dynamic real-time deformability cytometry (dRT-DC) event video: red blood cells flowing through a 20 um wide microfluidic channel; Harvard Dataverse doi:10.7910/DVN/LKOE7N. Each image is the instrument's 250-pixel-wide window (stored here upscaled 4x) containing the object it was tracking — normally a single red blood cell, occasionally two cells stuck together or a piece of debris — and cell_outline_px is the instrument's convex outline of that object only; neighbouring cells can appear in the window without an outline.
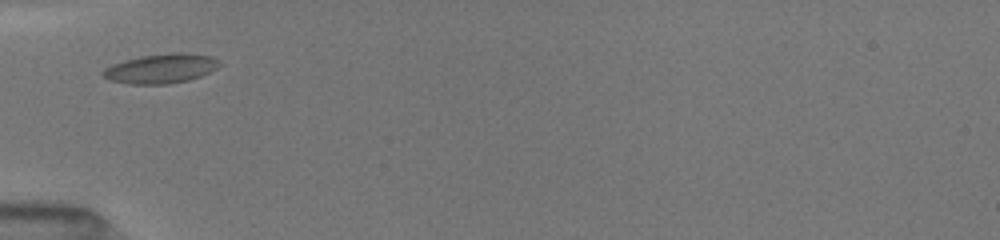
{"species": "common noctule bat (a hibernating species)", "species_latin": "Nyctalus noctula", "temperature_condition": "room temperature", "stored_images_in_passage": 40, "camera_frame_rate_fps": 3000, "um_per_image_px": 0.085, "animal": {"sex": "female", "body_mass_g": 19.5, "forearm_length_mm": 54.1}, "frame": {"image": 1, "passage_image": 1, "time_ms": 0.0, "image_size_px": [1000, 240], "cell_outline_px": [[220, 64], [216, 68], [200, 76], [188, 80], [168, 84], [132, 84], [112, 80], [104, 76], [100, 72], [104, 68], [112, 64], [140, 56], [172, 52], [180, 52], [208, 56], [216, 60]], "centroid_in_image_um": [13.64, 5.82], "position_along_channel_um": 71.4, "area_um2": 19.65}}
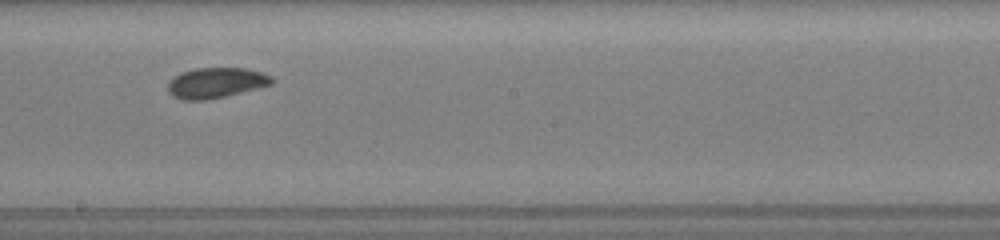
{"frame": {"image": 2, "passage_image": 16, "time_ms": 4.0, "image_size_px": [1000, 240], "cell_outline_px": [[272, 84], [224, 96], [204, 100], [184, 100], [176, 96], [168, 88], [168, 84], [176, 76], [184, 72], [196, 68], [244, 68], [260, 72], [268, 76], [272, 80]], "centroid_in_image_um": [18.36, 7.03], "position_along_channel_um": 229.8, "area_um2": 17.63}}
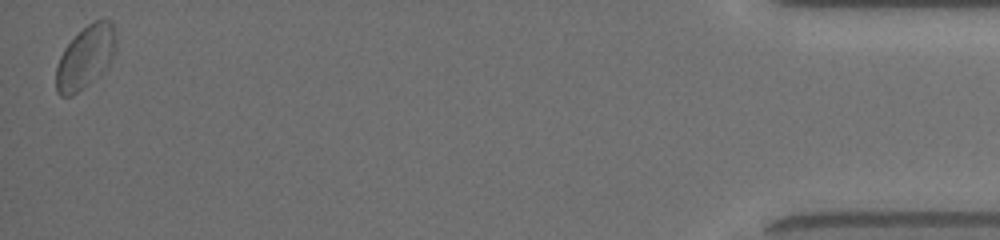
{"frame": {"image": 3, "passage_image": 39, "time_ms": 11.0, "image_size_px": [1000, 240], "cell_outline_px": [[116, 48], [104, 68], [84, 88], [72, 96], [60, 96], [56, 92], [56, 68], [60, 56], [64, 48], [88, 24], [96, 20], [112, 20], [116, 40]], "centroid_in_image_um": [7.23, 4.87], "position_along_channel_um": 428.0, "area_um2": 21.33}, "authors_computed_cell_mechanics": {"area_um2": 18.0047, "velocity_mm_per_s": 3.9881, "shape_relaxation_time_tau1_ms": 2.219, "shape_relaxation_time_tau2_ms": 1.7022, "deformation_change_tau1": 0.0865, "deformation_change_tau2": 0.0516}}